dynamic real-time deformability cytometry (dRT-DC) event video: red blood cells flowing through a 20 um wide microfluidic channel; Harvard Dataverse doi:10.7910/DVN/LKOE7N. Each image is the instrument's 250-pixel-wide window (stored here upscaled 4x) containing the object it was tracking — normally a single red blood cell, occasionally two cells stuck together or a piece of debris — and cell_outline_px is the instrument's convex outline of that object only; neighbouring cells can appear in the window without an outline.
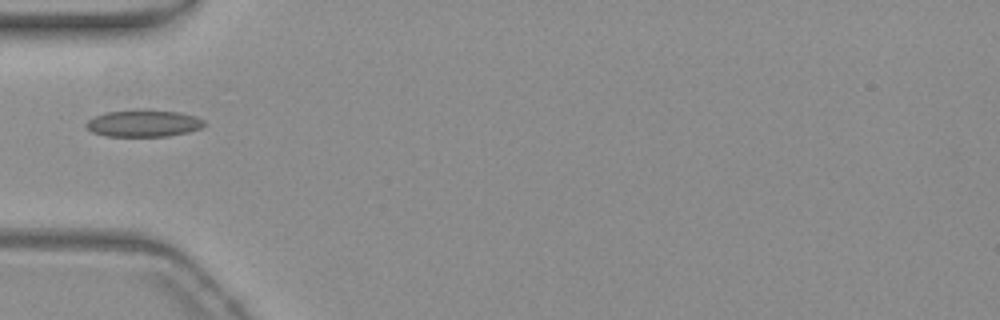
{"species": "common noctule bat (a hibernating species)", "species_latin": "Nyctalus noctula", "temperature_condition": "warm", "stored_images_in_passage": 38, "camera_frame_rate_fps": 3000, "um_per_image_px": 0.085, "animal": {"sex": "female", "body_mass_g": 19.3, "forearm_length_mm": 54.1}, "frame": {"image": 1, "passage_image": 1, "time_ms": 0.0, "image_size_px": [1000, 320], "cell_outline_px": [[204, 124], [200, 128], [188, 132], [168, 136], [108, 136], [92, 132], [84, 124], [88, 120], [96, 116], [108, 112], [136, 108], [148, 108], [180, 112], [196, 116], [204, 120]], "centroid_in_image_um": [12.21, 10.45], "position_along_channel_um": 72.8, "area_um2": 18.84}}
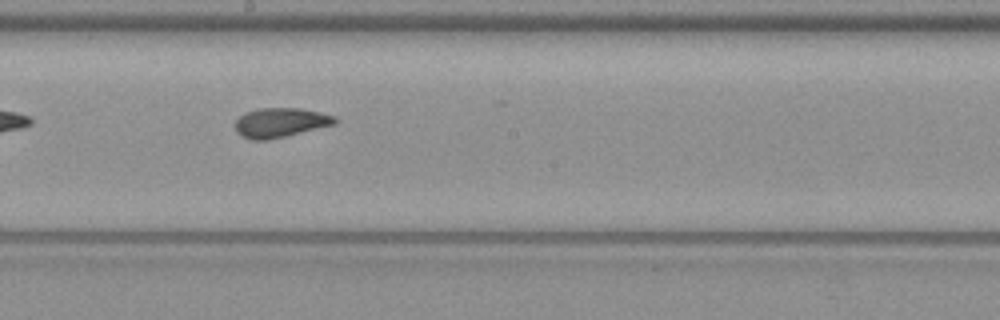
{"frame": {"image": 2, "passage_image": 13, "time_ms": 4.0, "image_size_px": [1000, 320], "cell_outline_px": [[340, 120], [336, 124], [268, 140], [252, 140], [240, 136], [236, 132], [236, 120], [244, 112], [256, 108], [300, 108], [320, 112], [336, 116]], "centroid_in_image_um": [23.84, 10.41], "position_along_channel_um": 224.4, "area_um2": 17.34}}
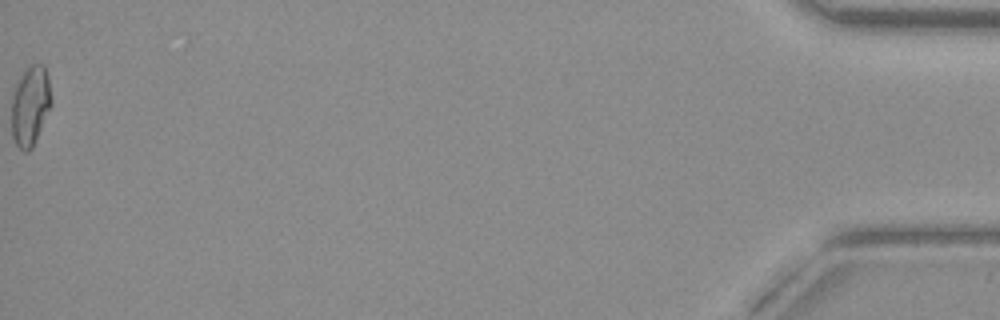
{"frame": {"image": 3, "passage_image": 38, "time_ms": 12.333, "image_size_px": [1000, 320], "cell_outline_px": [[52, 104], [36, 140], [32, 148], [28, 152], [24, 152], [12, 140], [12, 96], [16, 80], [28, 64], [44, 64], [48, 76], [52, 100]], "centroid_in_image_um": [2.57, 8.96], "position_along_channel_um": 432.6, "area_um2": 18.9}}